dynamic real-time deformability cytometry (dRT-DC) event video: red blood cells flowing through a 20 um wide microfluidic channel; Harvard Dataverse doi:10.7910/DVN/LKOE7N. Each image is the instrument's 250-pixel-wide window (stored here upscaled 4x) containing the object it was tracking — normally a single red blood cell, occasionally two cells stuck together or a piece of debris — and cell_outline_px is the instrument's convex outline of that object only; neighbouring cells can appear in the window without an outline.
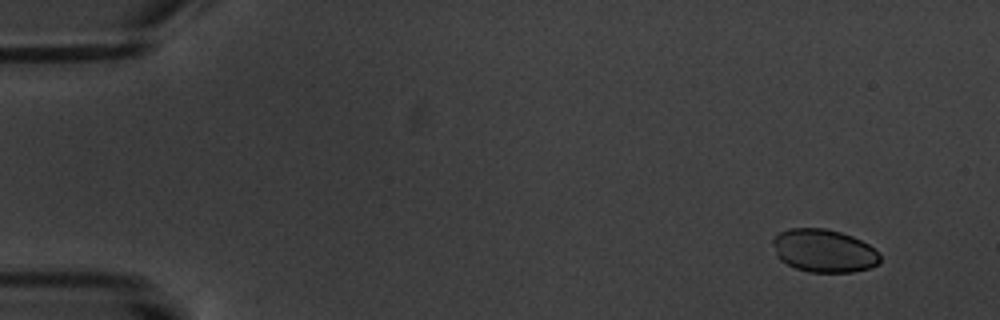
{"species": "common noctule bat (a hibernating species)", "species_latin": "Nyctalus noctula", "temperature_condition": "warm", "stored_images_in_passage": 4, "camera_frame_rate_fps": 3000, "um_per_image_px": 0.085, "animal": {"sex": "male", "body_mass_g": 20.1, "forearm_length_mm": 53.5}, "frame": {"image": 1, "passage_image": 1, "time_ms": 0.0, "image_size_px": [1000, 320], "cell_outline_px": [[880, 264], [868, 268], [852, 272], [808, 272], [796, 268], [780, 260], [776, 256], [772, 244], [772, 240], [780, 232], [788, 228], [824, 228], [840, 232], [852, 236], [868, 244], [880, 256]], "centroid_in_image_um": [70.0, 21.31], "position_along_channel_um": 15.0, "area_um2": 26.82}}